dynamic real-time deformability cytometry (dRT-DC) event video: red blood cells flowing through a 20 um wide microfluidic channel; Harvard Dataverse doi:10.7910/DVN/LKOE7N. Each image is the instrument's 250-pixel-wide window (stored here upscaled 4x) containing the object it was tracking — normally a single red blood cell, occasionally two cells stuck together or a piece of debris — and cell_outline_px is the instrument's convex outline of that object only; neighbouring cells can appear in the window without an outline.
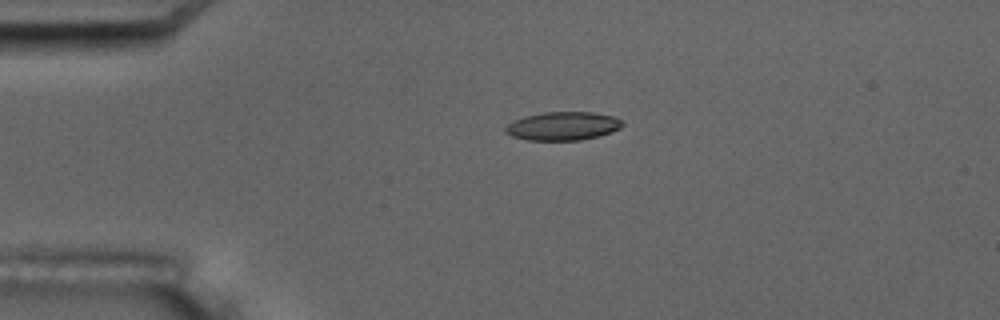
{"species": "common noctule bat (a hibernating species)", "species_latin": "Nyctalus noctula", "temperature_condition": "room temperature", "stored_images_in_passage": 2, "camera_frame_rate_fps": 3000, "um_per_image_px": 0.085, "animal": {"sex": "male", "body_mass_g": 17.5, "forearm_length_mm": 52.3}, "frame": {"image": 1, "passage_image": 2, "time_ms": 3.333, "image_size_px": [1000, 320], "cell_outline_px": [[624, 124], [620, 128], [612, 132], [600, 136], [580, 140], [528, 140], [512, 136], [504, 132], [504, 128], [512, 120], [524, 116], [544, 112], [592, 112], [616, 116]], "centroid_in_image_um": [47.84, 10.71], "position_along_channel_um": 37.2, "area_um2": 19.59}}